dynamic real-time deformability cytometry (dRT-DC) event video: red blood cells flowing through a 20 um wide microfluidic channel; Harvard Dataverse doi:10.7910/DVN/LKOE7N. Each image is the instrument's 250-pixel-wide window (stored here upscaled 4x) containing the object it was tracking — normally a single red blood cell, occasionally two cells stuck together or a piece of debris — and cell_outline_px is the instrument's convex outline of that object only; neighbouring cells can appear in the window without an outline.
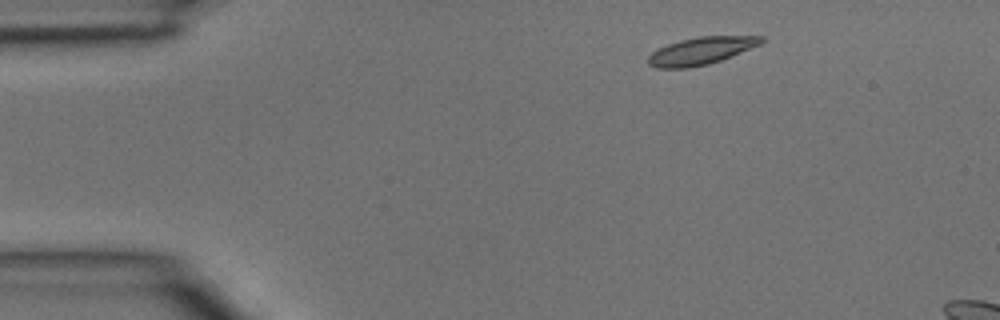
{"species": "common noctule bat (a hibernating species)", "species_latin": "Nyctalus noctula", "temperature_condition": "room temperature", "stored_images_in_passage": 2, "camera_frame_rate_fps": 3000, "um_per_image_px": 0.085, "animal": {"sex": "male", "body_mass_g": 15.6}, "frame": {"image": 1, "passage_image": 1, "time_ms": 0.0, "image_size_px": [1000, 320], "cell_outline_px": [[764, 40], [760, 44], [720, 60], [708, 64], [688, 68], [656, 68], [648, 64], [648, 56], [656, 48], [680, 40], [700, 36], [764, 36]], "centroid_in_image_um": [59.53, 4.32], "position_along_channel_um": 25.5, "area_um2": 17.92}}